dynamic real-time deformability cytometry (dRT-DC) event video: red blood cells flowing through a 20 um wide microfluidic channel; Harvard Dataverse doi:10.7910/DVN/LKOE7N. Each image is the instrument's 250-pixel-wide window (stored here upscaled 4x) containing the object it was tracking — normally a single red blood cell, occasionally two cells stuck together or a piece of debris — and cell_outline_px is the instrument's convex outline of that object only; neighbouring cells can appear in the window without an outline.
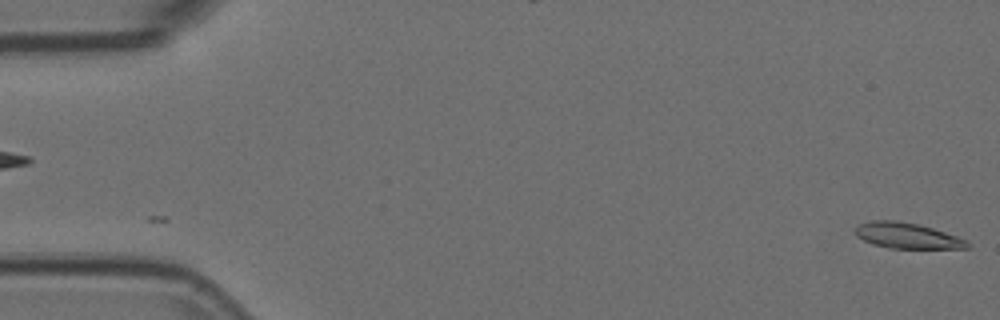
{"species": "Egyptian fruit bat (a non-hibernating species)", "species_latin": "Rousettus aegyptiacus", "temperature_condition": "room temperature", "stored_images_in_passage": 4, "camera_frame_rate_fps": 3000, "um_per_image_px": 0.085, "animal": {"sex": "female"}, "frame": {"image": 1, "passage_image": 4, "time_ms": 1.0, "image_size_px": [1000, 320], "cell_outline_px": [[972, 244], [968, 248], [888, 248], [872, 244], [856, 236], [856, 228], [860, 224], [872, 220], [896, 220], [916, 224], [932, 228], [968, 240]], "centroid_in_image_um": [77.12, 20.04], "position_along_channel_um": 7.9, "area_um2": 16.65}}